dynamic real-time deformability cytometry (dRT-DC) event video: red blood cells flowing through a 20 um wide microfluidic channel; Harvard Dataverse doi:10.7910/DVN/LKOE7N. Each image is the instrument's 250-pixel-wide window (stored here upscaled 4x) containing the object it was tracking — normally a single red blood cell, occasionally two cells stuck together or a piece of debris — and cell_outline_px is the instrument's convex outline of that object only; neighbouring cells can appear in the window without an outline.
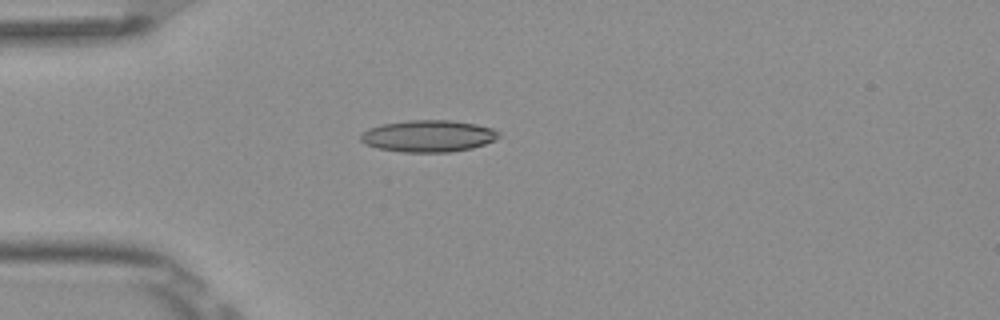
{"species": "Egyptian fruit bat (a non-hibernating species)", "species_latin": "Rousettus aegyptiacus", "temperature_condition": "room temperature", "stored_images_in_passage": 4, "camera_frame_rate_fps": 3000, "um_per_image_px": 0.085, "frame": {"image": 1, "passage_image": 4, "time_ms": 1.0, "image_size_px": [1000, 320], "cell_outline_px": [[500, 136], [496, 140], [472, 148], [448, 152], [400, 152], [376, 148], [364, 144], [360, 140], [360, 132], [368, 128], [380, 124], [408, 120], [452, 120], [476, 124], [492, 128], [500, 132]], "centroid_in_image_um": [36.37, 11.56], "position_along_channel_um": 48.6, "area_um2": 25.95}}